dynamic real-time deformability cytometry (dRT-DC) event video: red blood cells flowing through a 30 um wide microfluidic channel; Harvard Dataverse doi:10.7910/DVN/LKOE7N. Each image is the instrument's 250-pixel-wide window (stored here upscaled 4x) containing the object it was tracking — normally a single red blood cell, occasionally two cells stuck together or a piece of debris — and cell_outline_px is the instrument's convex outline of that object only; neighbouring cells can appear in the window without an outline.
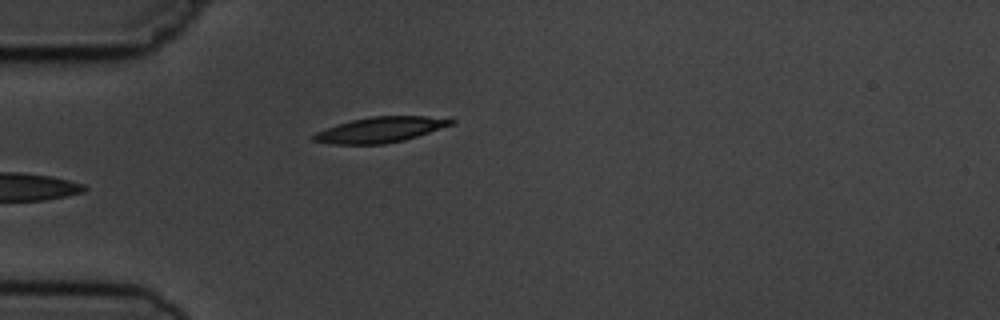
{"species": "common noctule bat (a hibernating species)", "species_latin": "Nyctalus noctula", "temperature_condition": "cold", "stored_images_in_passage": 6, "camera_frame_rate_fps": 3000, "um_per_image_px": 0.085, "animal": {"sex": "male", "body_mass_g": 19.5, "forearm_length_mm": 54.6}, "frame": {"image": 1, "passage_image": 6, "time_ms": 6.0, "image_size_px": [1000, 320], "cell_outline_px": [[456, 120], [452, 124], [404, 140], [384, 144], [332, 144], [312, 140], [312, 136], [316, 132], [336, 124], [352, 120], [372, 116], [424, 116]], "centroid_in_image_um": [32.26, 11.03], "position_along_channel_um": 52.7, "area_um2": 20.06}}